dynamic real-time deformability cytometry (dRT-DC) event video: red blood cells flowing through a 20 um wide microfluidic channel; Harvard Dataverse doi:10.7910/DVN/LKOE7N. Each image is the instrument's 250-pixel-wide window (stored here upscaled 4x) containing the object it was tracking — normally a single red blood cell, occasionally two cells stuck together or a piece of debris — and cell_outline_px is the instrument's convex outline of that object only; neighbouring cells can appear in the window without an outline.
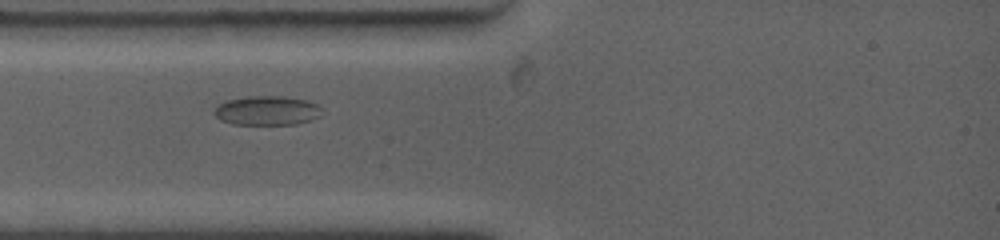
{"species": "common noctule bat (a hibernating species)", "species_latin": "Nyctalus noctula", "temperature_condition": "warm", "stored_images_in_passage": 42, "camera_frame_rate_fps": 4500, "um_per_image_px": 0.085, "animal": {"sex": "female", "body_mass_g": 19.0, "forearm_length_mm": 53.3}, "frame": {"image": 1, "passage_image": 1, "time_ms": 0.0, "image_size_px": [1000, 240], "cell_outline_px": [[320, 116], [296, 124], [232, 124], [220, 120], [212, 112], [220, 104], [228, 100], [248, 96], [280, 96], [304, 100], [316, 104], [320, 108]], "centroid_in_image_um": [22.65, 9.4], "position_along_channel_um": 62.3, "area_um2": 18.03}}
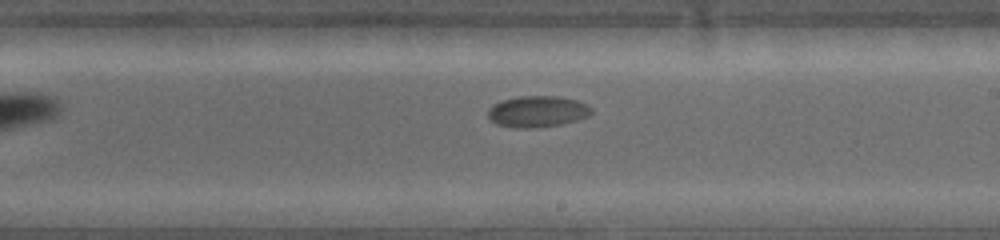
{"frame": {"image": 2, "passage_image": 21, "time_ms": 5.111, "image_size_px": [1000, 240], "cell_outline_px": [[592, 112], [588, 116], [564, 124], [536, 128], [512, 128], [496, 124], [488, 116], [488, 108], [492, 104], [500, 100], [516, 96], [556, 96], [576, 100], [588, 104], [592, 108]], "centroid_in_image_um": [45.66, 9.48], "position_along_channel_um": 243.3, "area_um2": 19.19}}
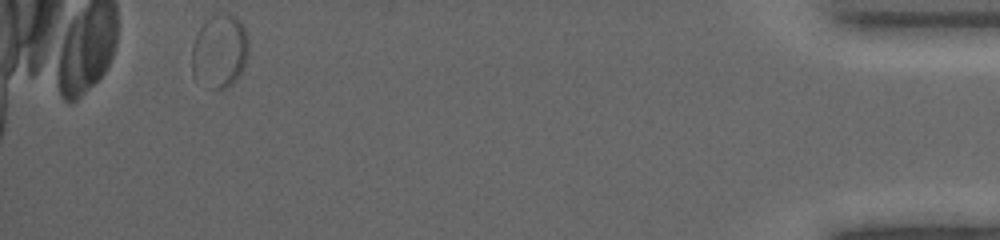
{"frame": {"image": 3, "passage_image": 42, "time_ms": 12.889, "image_size_px": [1000, 240], "cell_outline_px": [[248, 56], [244, 68], [236, 80], [232, 84], [224, 88], [212, 88], [192, 72], [192, 48], [196, 36], [200, 28], [212, 16], [220, 12], [228, 12], [236, 16], [244, 24], [248, 36]], "centroid_in_image_um": [18.73, 4.29], "position_along_channel_um": 416.5, "area_um2": 24.22}}